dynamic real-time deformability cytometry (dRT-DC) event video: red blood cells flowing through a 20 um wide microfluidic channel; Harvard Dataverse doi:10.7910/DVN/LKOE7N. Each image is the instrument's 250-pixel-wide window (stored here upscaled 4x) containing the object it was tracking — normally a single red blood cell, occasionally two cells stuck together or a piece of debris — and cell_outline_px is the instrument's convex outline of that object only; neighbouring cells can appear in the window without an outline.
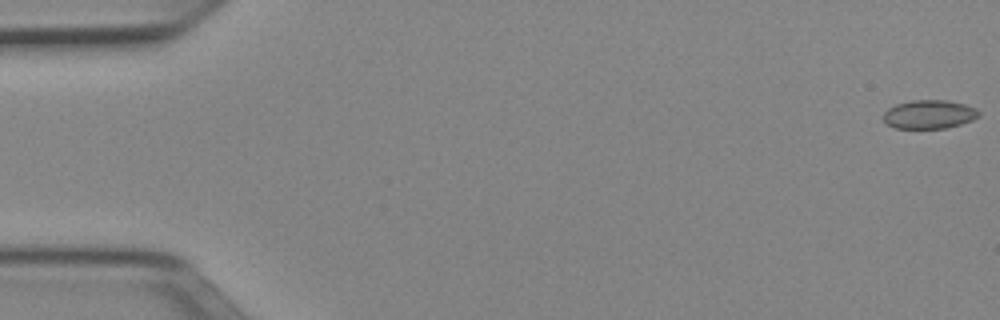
{"species": "Egyptian fruit bat (a non-hibernating species)", "species_latin": "Rousettus aegyptiacus", "temperature_condition": "cold", "stored_images_in_passage": 52, "camera_frame_rate_fps": 3000, "um_per_image_px": 0.085, "animal": {"sex": "female"}, "frame": {"image": 1, "passage_image": 1, "time_ms": 0.0, "image_size_px": [1000, 320], "cell_outline_px": [[980, 116], [972, 120], [960, 124], [944, 128], [896, 128], [888, 124], [884, 120], [884, 112], [888, 108], [896, 104], [912, 100], [948, 100], [964, 104], [976, 108], [980, 112]], "centroid_in_image_um": [79.0, 9.71], "position_along_channel_um": 6.0, "area_um2": 15.9}}
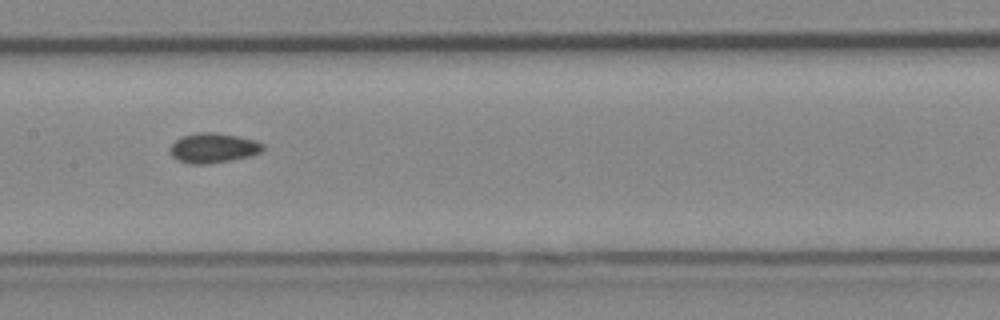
{"frame": {"image": 2, "passage_image": 26, "time_ms": 8.333, "image_size_px": [1000, 320], "cell_outline_px": [[264, 148], [260, 152], [252, 156], [232, 160], [208, 164], [188, 164], [172, 156], [168, 152], [168, 148], [180, 136], [200, 132], [216, 132], [256, 140], [264, 144]], "centroid_in_image_um": [18.11, 12.58], "position_along_channel_um": 189.3, "area_um2": 16.36}}
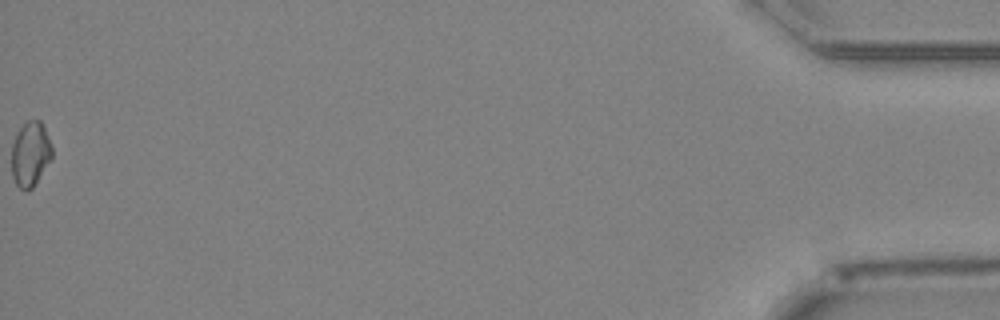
{"frame": {"image": 3, "passage_image": 52, "time_ms": 17.0, "image_size_px": [1000, 320], "cell_outline_px": [[52, 156], [32, 188], [28, 192], [24, 192], [16, 184], [12, 176], [12, 144], [20, 128], [28, 120], [40, 120], [44, 128], [52, 148]], "centroid_in_image_um": [2.56, 13.12], "position_along_channel_um": 432.6, "area_um2": 14.97}, "authors_computed_cell_mechanics": {"area_um2": 15.6638, "velocity_mm_per_s": 3.9717, "shape_relaxation_time_tau1_ms": null, "shape_relaxation_time_tau2_ms": 3.2702, "deformation_change_tau1": null, "deformation_change_tau2": 0.0672}}